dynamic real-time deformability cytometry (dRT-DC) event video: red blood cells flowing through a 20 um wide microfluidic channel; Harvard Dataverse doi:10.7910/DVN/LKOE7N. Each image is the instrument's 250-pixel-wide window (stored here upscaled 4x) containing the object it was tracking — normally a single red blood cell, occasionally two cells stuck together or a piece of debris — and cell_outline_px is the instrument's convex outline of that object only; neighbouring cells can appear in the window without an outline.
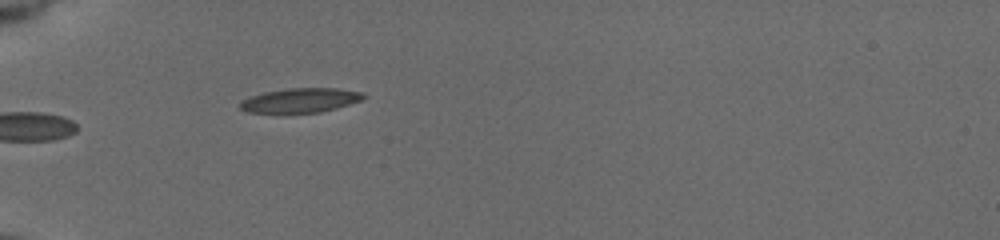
{"species": "common noctule bat (a hibernating species)", "species_latin": "Nyctalus noctula", "temperature_condition": "cold", "stored_images_in_passage": 25, "camera_frame_rate_fps": 3000, "um_per_image_px": 0.085, "animal": {"sex": "female", "body_mass_g": 19.5, "forearm_length_mm": 54.1}, "frame": {"image": 1, "passage_image": 1, "time_ms": 0.0, "image_size_px": [1000, 240], "cell_outline_px": [[368, 96], [360, 100], [336, 108], [320, 112], [248, 112], [240, 108], [236, 104], [252, 96], [264, 92], [288, 88], [336, 88], [364, 92]], "centroid_in_image_um": [25.56, 8.51], "position_along_channel_um": 59.4, "area_um2": 17.34}}